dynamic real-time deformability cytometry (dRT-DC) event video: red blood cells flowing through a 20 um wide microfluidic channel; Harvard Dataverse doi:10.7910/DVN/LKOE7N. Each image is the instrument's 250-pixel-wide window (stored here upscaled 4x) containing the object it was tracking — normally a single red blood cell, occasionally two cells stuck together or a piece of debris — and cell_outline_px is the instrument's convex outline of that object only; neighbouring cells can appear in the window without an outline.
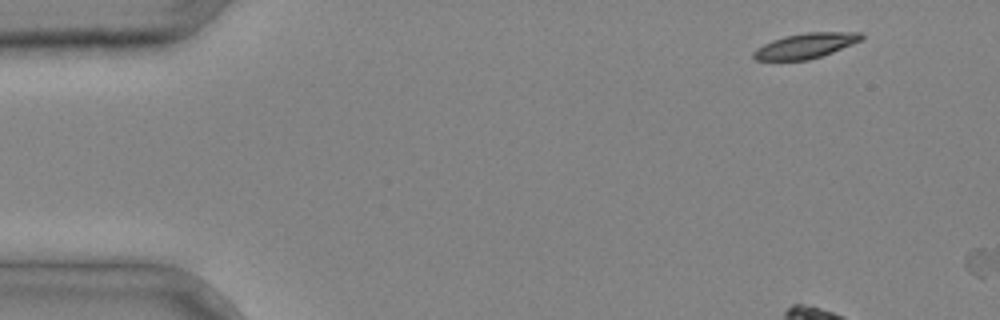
{"species": "common noctule bat (a hibernating species)", "species_latin": "Nyctalus noctula", "temperature_condition": "cold", "stored_images_in_passage": 4, "camera_frame_rate_fps": 3000, "um_per_image_px": 0.085, "animal": {"sex": "male", "body_mass_g": 20.4}, "frame": {"image": 1, "passage_image": 1, "time_ms": 0.0, "image_size_px": [1000, 320], "cell_outline_px": [[864, 36], [860, 40], [852, 44], [832, 52], [808, 60], [756, 60], [752, 56], [752, 52], [756, 48], [772, 40], [784, 36], [804, 32], [860, 32]], "centroid_in_image_um": [68.44, 3.88], "position_along_channel_um": 16.6, "area_um2": 15.72}}